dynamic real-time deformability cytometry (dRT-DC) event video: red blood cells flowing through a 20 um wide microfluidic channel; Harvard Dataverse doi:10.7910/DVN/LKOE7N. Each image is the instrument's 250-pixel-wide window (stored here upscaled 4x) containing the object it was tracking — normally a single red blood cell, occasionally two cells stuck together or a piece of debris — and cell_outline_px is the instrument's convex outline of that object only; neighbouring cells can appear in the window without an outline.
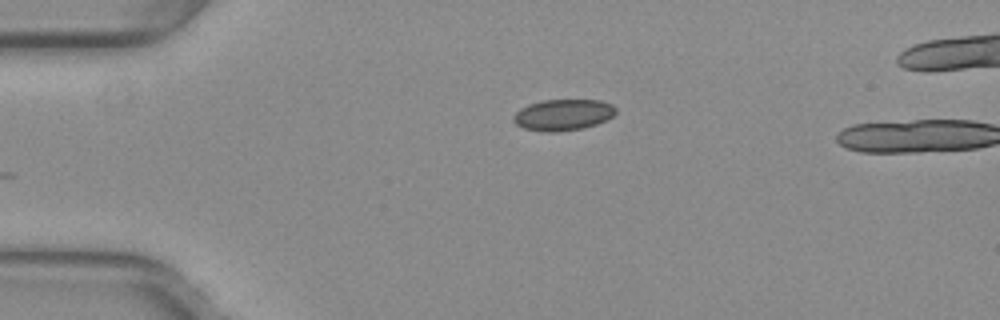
{"species": "common noctule bat (a hibernating species)", "species_latin": "Nyctalus noctula", "temperature_condition": "warm", "stored_images_in_passage": 3, "camera_frame_rate_fps": 3000, "um_per_image_px": 0.085, "animal": {"sex": "female", "body_mass_g": 29.2, "forearm_length_mm": 56.3}, "frame": {"image": 1, "passage_image": 1, "time_ms": 0.0, "image_size_px": [1000, 320], "cell_outline_px": [[616, 112], [608, 120], [584, 128], [552, 132], [548, 132], [524, 128], [516, 124], [512, 120], [512, 116], [520, 108], [528, 104], [544, 100], [600, 100], [612, 104], [616, 108]], "centroid_in_image_um": [47.86, 9.75], "position_along_channel_um": 37.1, "area_um2": 18.67}}